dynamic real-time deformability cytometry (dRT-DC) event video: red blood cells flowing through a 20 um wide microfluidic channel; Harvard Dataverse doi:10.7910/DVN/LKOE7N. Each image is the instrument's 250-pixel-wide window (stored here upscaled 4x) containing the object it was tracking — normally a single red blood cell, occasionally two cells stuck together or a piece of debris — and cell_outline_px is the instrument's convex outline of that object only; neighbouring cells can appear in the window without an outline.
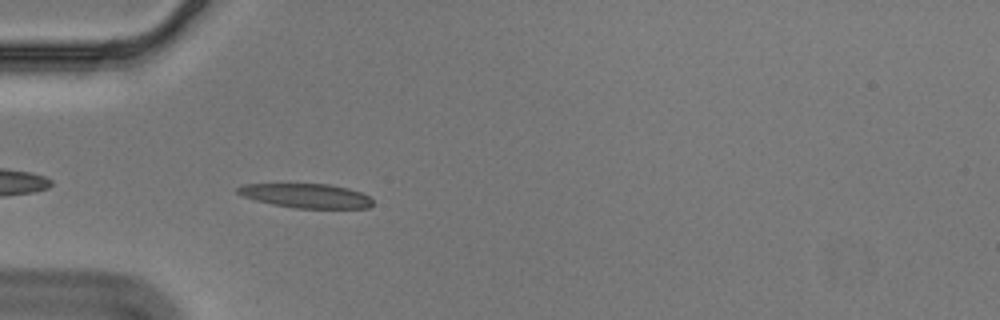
{"species": "Egyptian fruit bat (a non-hibernating species)", "species_latin": "Rousettus aegyptiacus", "temperature_condition": "cold", "stored_images_in_passage": 42, "camera_frame_rate_fps": 3000, "um_per_image_px": 0.085, "animal": {"sex": "male"}, "frame": {"image": 1, "passage_image": 3, "time_ms": 0.667, "image_size_px": [1000, 320], "cell_outline_px": [[372, 204], [368, 208], [296, 208], [272, 204], [256, 200], [244, 196], [236, 192], [236, 188], [244, 184], [328, 184], [348, 188], [360, 192], [368, 196], [372, 200]], "centroid_in_image_um": [26.02, 16.64], "position_along_channel_um": 59.0, "area_um2": 18.9}}
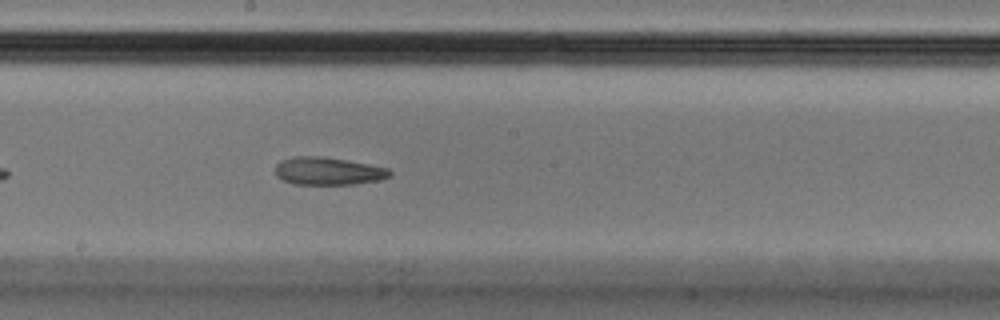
{"frame": {"image": 2, "passage_image": 17, "time_ms": 5.333, "image_size_px": [1000, 320], "cell_outline_px": [[392, 176], [380, 180], [356, 184], [292, 184], [276, 176], [276, 164], [280, 160], [292, 156], [324, 156], [368, 164], [388, 168], [392, 172]], "centroid_in_image_um": [27.89, 14.54], "position_along_channel_um": 220.3, "area_um2": 18.67}}
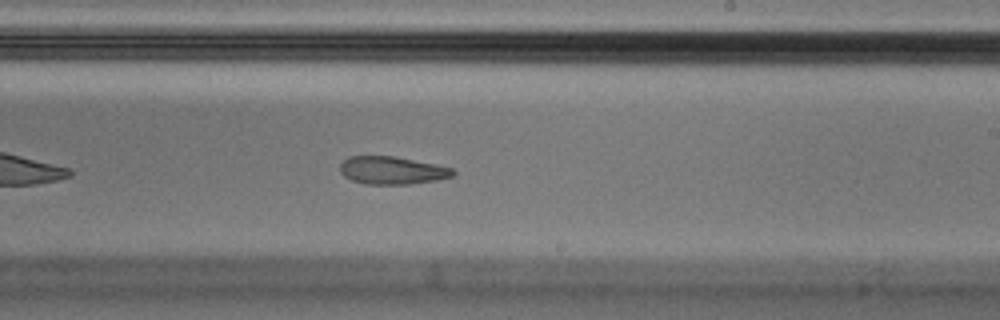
{"frame": {"image": 3, "passage_image": 20, "time_ms": 6.333, "image_size_px": [1000, 320], "cell_outline_px": [[456, 172], [452, 176], [436, 180], [408, 184], [364, 184], [352, 180], [344, 176], [340, 172], [340, 164], [348, 156], [392, 156], [436, 164], [452, 168]], "centroid_in_image_um": [33.3, 14.48], "position_along_channel_um": 255.7, "area_um2": 18.21}, "authors_computed_cell_mechanics": {"area_um2": 19.9121, "velocity_mm_per_s": 3.5529, "shape_relaxation_time_tau1_ms": null, "shape_relaxation_time_tau2_ms": 5.6448, "deformation_change_tau1": null, "deformation_change_tau2": 0.1215}}